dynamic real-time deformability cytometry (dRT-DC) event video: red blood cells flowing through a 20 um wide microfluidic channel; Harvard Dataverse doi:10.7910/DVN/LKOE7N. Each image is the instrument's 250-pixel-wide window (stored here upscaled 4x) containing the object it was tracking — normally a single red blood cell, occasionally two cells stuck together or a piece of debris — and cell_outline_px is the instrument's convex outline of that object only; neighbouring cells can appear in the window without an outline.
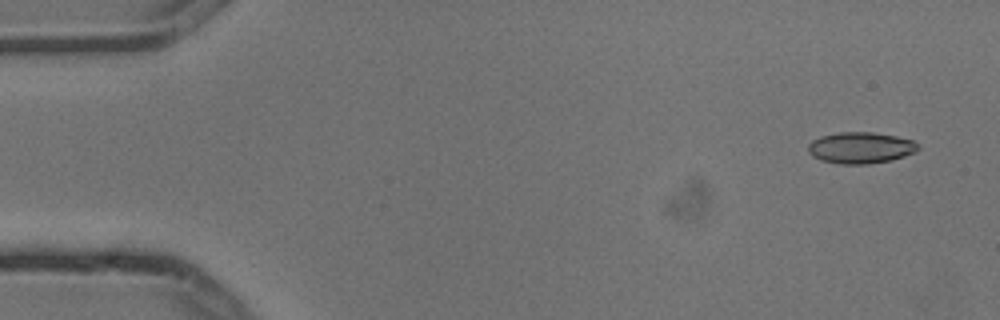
{"species": "common noctule bat (a hibernating species)", "species_latin": "Nyctalus noctula", "temperature_condition": "cold", "stored_images_in_passage": 7, "camera_frame_rate_fps": 3000, "um_per_image_px": 0.085, "animal": {"sex": "male", "body_mass_g": 13.3}, "frame": {"image": 1, "passage_image": 1, "time_ms": 0.0, "image_size_px": [1000, 320], "cell_outline_px": [[920, 148], [916, 152], [892, 160], [868, 164], [840, 164], [820, 160], [812, 156], [808, 152], [808, 144], [812, 140], [820, 136], [840, 132], [872, 132], [896, 136], [912, 140]], "centroid_in_image_um": [73.13, 12.56], "position_along_channel_um": 11.9, "area_um2": 20.17}}
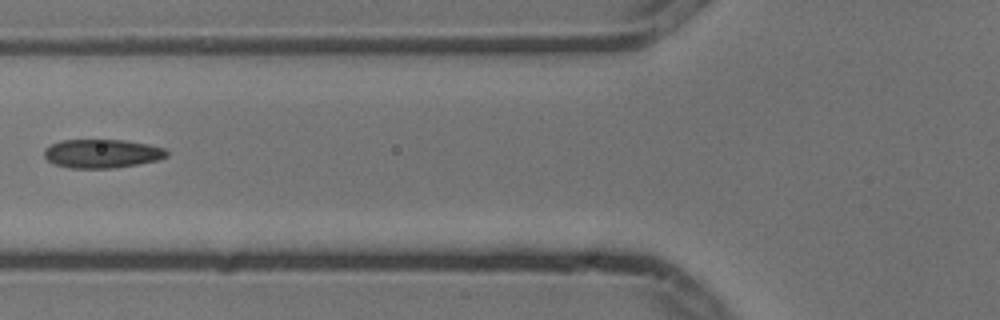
{"frame": {"image": 2, "passage_image": 6, "time_ms": 1.667, "image_size_px": [1000, 320], "cell_outline_px": [[168, 156], [160, 160], [112, 168], [68, 168], [56, 164], [48, 160], [44, 156], [44, 148], [60, 140], [128, 140], [148, 144], [164, 148], [168, 152]], "centroid_in_image_um": [8.68, 13.05], "position_along_channel_um": 117.1, "area_um2": 20.58}}
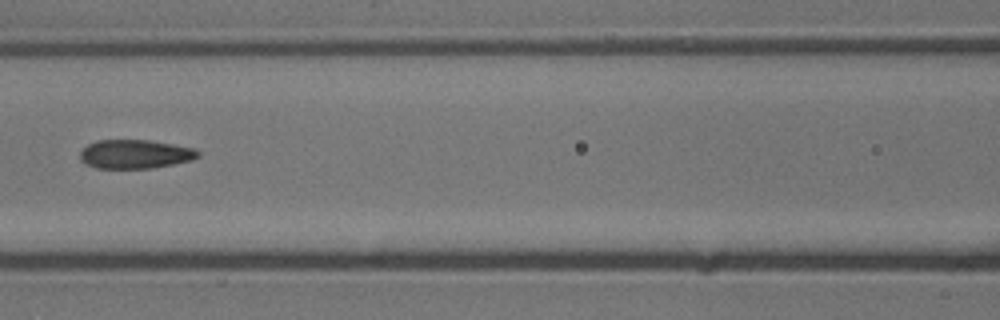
{"frame": {"image": 3, "passage_image": 7, "time_ms": 2.0, "image_size_px": [1000, 320], "cell_outline_px": [[200, 156], [192, 160], [152, 168], [96, 168], [84, 164], [80, 160], [80, 152], [88, 144], [96, 140], [148, 140], [196, 148], [200, 152]], "centroid_in_image_um": [11.48, 13.1], "position_along_channel_um": 155.1, "area_um2": 19.94}}